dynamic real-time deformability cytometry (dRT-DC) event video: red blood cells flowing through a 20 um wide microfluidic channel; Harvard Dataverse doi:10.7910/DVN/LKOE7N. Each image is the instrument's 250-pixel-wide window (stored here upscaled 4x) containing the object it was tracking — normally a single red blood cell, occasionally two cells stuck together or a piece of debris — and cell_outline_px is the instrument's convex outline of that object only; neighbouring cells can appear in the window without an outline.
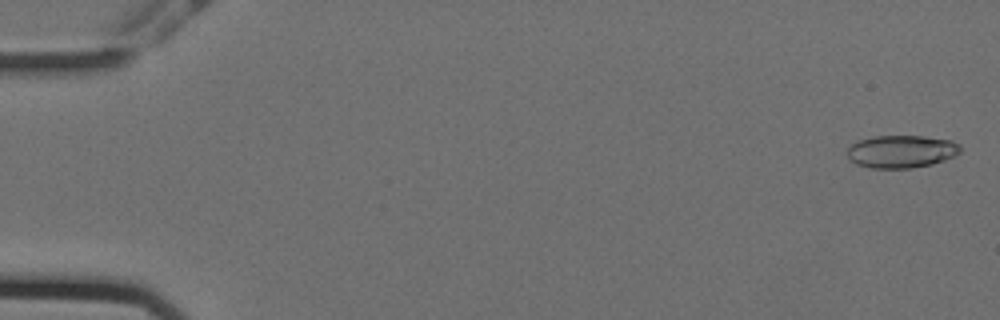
{"species": "Egyptian fruit bat (a non-hibernating species)", "species_latin": "Rousettus aegyptiacus", "temperature_condition": "cold", "stored_images_in_passage": 18, "camera_frame_rate_fps": 3000, "um_per_image_px": 0.085, "animal": {"sex": "female"}, "frame": {"image": 1, "passage_image": 2, "time_ms": 0.333, "image_size_px": [1000, 320], "cell_outline_px": [[960, 152], [956, 156], [932, 164], [912, 168], [872, 168], [856, 164], [848, 160], [848, 148], [852, 144], [860, 140], [876, 136], [924, 136], [952, 140], [960, 144]], "centroid_in_image_um": [76.64, 12.88], "position_along_channel_um": 8.4, "area_um2": 21.62}}
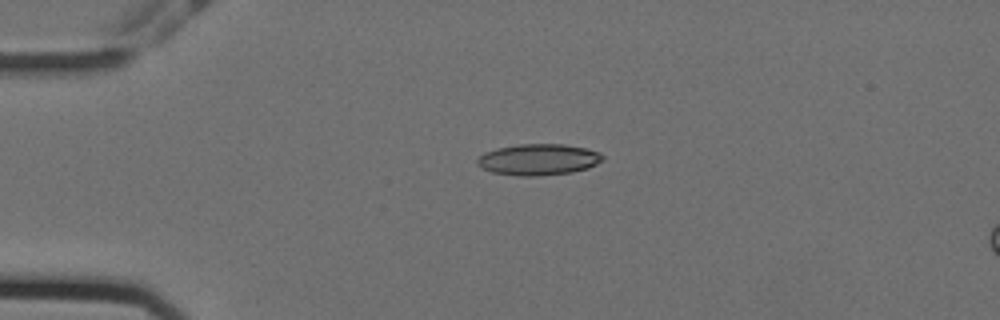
{"frame": {"image": 2, "passage_image": 14, "time_ms": 4.333, "image_size_px": [1000, 320], "cell_outline_px": [[604, 160], [588, 168], [572, 172], [536, 176], [520, 176], [492, 172], [480, 168], [476, 164], [476, 160], [484, 152], [496, 148], [520, 144], [564, 144], [584, 148], [600, 152], [604, 156]], "centroid_in_image_um": [45.75, 13.56], "position_along_channel_um": 39.2, "area_um2": 22.95}}